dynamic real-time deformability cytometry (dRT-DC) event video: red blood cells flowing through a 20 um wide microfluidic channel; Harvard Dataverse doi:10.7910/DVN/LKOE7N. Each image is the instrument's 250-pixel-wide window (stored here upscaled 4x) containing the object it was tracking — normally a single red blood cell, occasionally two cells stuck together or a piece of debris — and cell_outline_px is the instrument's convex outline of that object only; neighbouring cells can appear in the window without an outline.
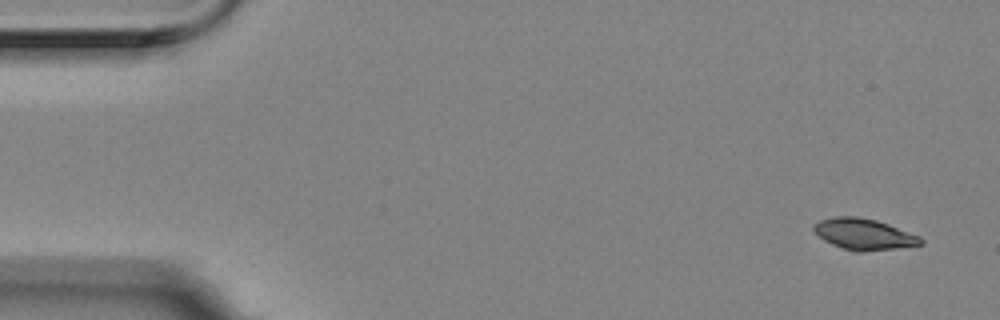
{"species": "Egyptian fruit bat (a non-hibernating species)", "species_latin": "Rousettus aegyptiacus", "temperature_condition": "room temperature", "stored_images_in_passage": 3, "camera_frame_rate_fps": 3000, "um_per_image_px": 0.085, "animal": {"sex": "female"}, "frame": {"image": 1, "passage_image": 1, "time_ms": 0.0, "image_size_px": [1000, 320], "cell_outline_px": [[924, 244], [860, 252], [852, 252], [832, 244], [824, 240], [812, 228], [812, 224], [820, 220], [836, 216], [856, 216], [876, 220], [888, 224], [920, 236], [924, 240]], "centroid_in_image_um": [73.41, 19.9], "position_along_channel_um": 11.6, "area_um2": 19.31}}
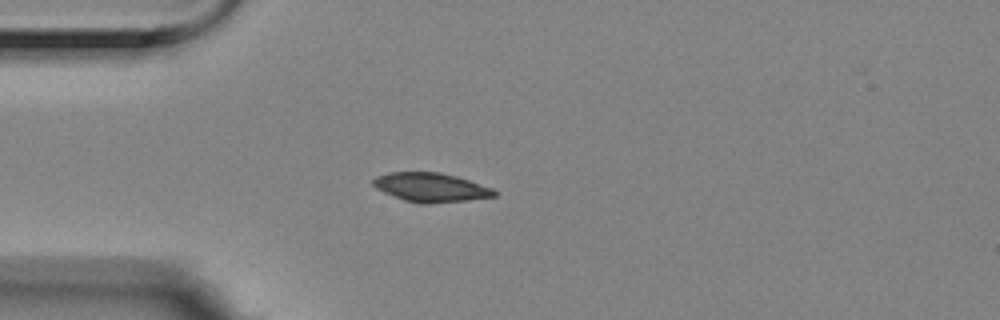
{"frame": {"image": 2, "passage_image": 3, "time_ms": 0.667, "image_size_px": [1000, 320], "cell_outline_px": [[496, 196], [464, 200], [428, 204], [420, 204], [404, 200], [384, 192], [376, 188], [372, 184], [372, 180], [376, 176], [388, 172], [440, 172], [456, 176], [492, 188], [496, 192]], "centroid_in_image_um": [36.58, 15.92], "position_along_channel_um": 48.4, "area_um2": 20.35}}